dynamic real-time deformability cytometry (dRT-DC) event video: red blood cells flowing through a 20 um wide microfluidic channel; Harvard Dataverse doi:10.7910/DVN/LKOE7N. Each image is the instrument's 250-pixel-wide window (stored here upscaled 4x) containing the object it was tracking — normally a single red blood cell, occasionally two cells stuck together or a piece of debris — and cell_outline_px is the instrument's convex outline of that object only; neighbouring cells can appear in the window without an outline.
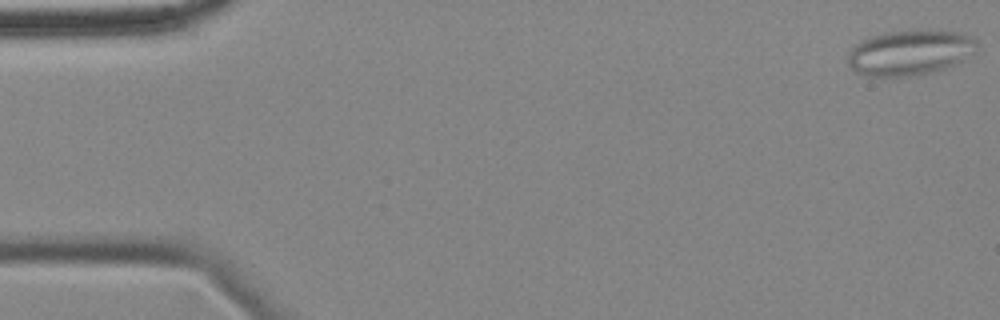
{"species": "common noctule bat (a hibernating species)", "species_latin": "Nyctalus noctula", "temperature_condition": "cold", "stored_images_in_passage": 57, "segment_of_instrument_passage": [1, 2], "camera_frame_rate_fps": 3000, "um_per_image_px": 0.085, "animal": {"sex": "female", "body_mass_g": 18.4}, "frame": {"image": 1, "passage_image": 1, "time_ms": 0.0, "image_size_px": [1000, 320], "cell_outline_px": [[976, 44], [972, 52], [956, 64], [948, 68], [932, 72], [908, 76], [868, 76], [856, 72], [848, 64], [848, 52], [860, 40], [868, 36], [884, 32], [920, 28], [964, 32], [972, 36], [976, 40]], "centroid_in_image_um": [77.33, 4.43], "position_along_channel_um": 7.7, "area_um2": 34.62}}